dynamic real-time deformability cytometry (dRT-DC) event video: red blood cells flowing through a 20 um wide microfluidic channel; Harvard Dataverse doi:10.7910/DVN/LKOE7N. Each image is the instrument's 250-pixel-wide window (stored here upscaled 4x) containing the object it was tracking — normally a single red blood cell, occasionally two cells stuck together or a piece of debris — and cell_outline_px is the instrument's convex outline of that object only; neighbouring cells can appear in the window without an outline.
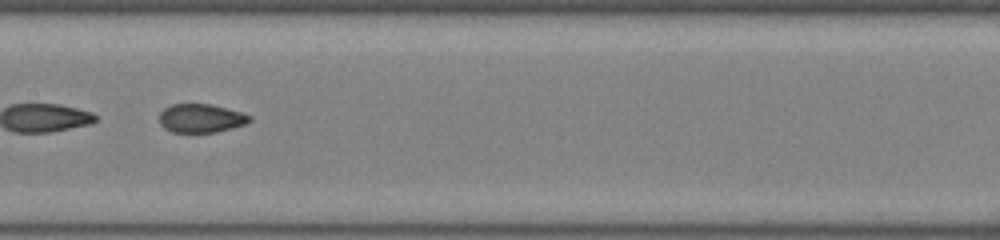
{"species": "common noctule bat (a hibernating species)", "species_latin": "Nyctalus noctula", "temperature_condition": "room temperature", "stored_images_in_passage": 53, "camera_frame_rate_fps": 3000, "um_per_image_px": 0.085, "animal": {"sex": "female", "body_mass_g": 22.0, "forearm_length_mm": 56.7}, "frame": {"image": 1, "passage_image": 31, "time_ms": 10.0, "image_size_px": [1000, 240], "cell_outline_px": [[252, 120], [248, 124], [216, 132], [172, 132], [164, 128], [160, 124], [160, 112], [164, 108], [172, 104], [212, 104], [244, 112], [252, 116]], "centroid_in_image_um": [17.14, 10.04], "position_along_channel_um": 190.3, "area_um2": 15.32}, "authors_computed_cell_mechanics": {"area_um2": 16.184, "velocity_mm_per_s": 4.0598, "shape_relaxation_time_tau1_ms": null, "shape_relaxation_time_tau2_ms": 0.7903, "deformation_change_tau1": null, "deformation_change_tau2": 0.0439}}